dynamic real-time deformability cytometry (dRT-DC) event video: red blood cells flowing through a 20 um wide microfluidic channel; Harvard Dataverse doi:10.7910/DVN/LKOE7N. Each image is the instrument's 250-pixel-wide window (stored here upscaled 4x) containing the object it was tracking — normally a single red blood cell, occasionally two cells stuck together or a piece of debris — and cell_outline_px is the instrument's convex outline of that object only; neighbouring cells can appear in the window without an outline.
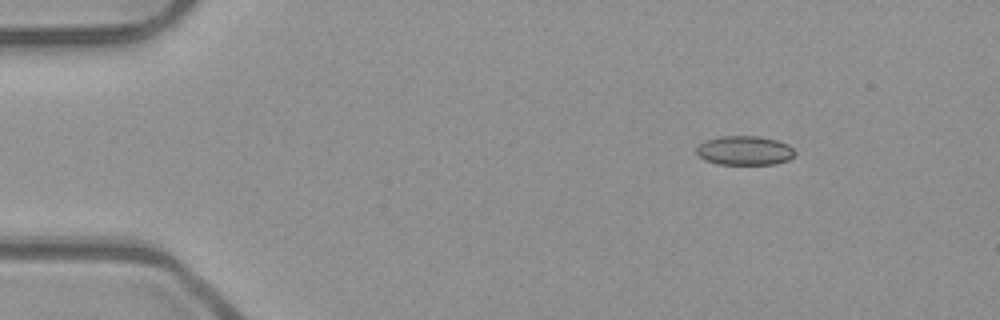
{"species": "common noctule bat (a hibernating species)", "species_latin": "Nyctalus noctula", "temperature_condition": "room temperature", "stored_images_in_passage": 46, "camera_frame_rate_fps": 3000, "um_per_image_px": 0.085, "animal": {"sex": "male", "body_mass_g": 23.1, "forearm_length_mm": 52.7}, "frame": {"image": 1, "passage_image": 1, "time_ms": 0.0, "image_size_px": [1000, 320], "cell_outline_px": [[796, 152], [788, 160], [776, 164], [720, 164], [704, 160], [696, 152], [696, 148], [704, 140], [720, 136], [760, 136], [776, 140], [788, 144]], "centroid_in_image_um": [63.28, 12.79], "position_along_channel_um": 21.7, "area_um2": 16.76}}
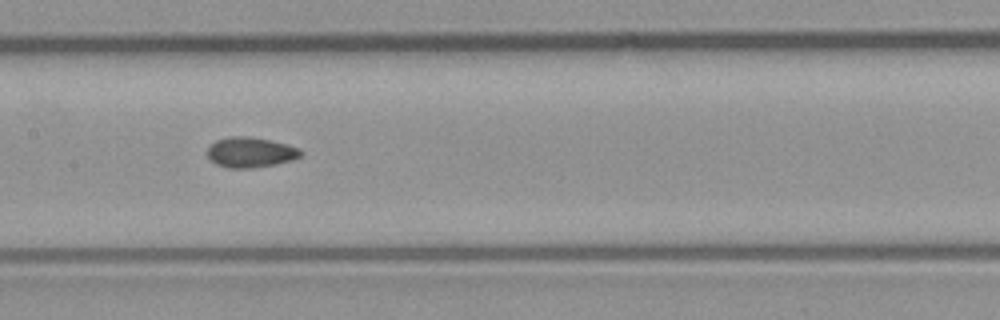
{"frame": {"image": 2, "passage_image": 20, "time_ms": 6.333, "image_size_px": [1000, 320], "cell_outline_px": [[304, 152], [300, 156], [292, 160], [276, 164], [252, 168], [228, 168], [216, 164], [208, 156], [208, 148], [216, 140], [232, 136], [244, 136], [268, 140], [300, 148]], "centroid_in_image_um": [21.3, 12.96], "position_along_channel_um": 186.1, "area_um2": 16.24}}
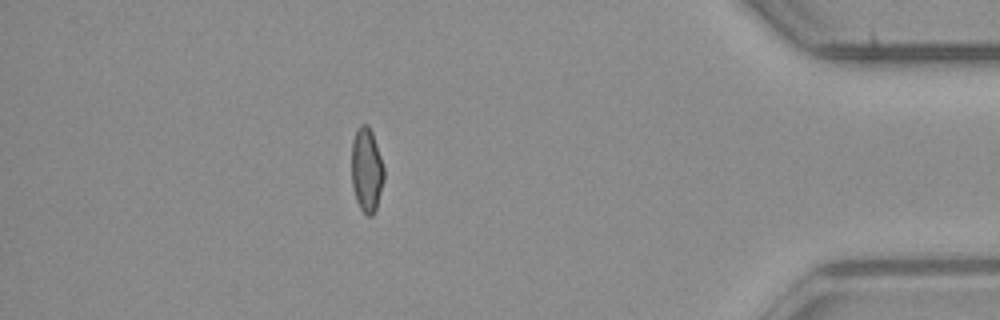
{"frame": {"image": 3, "passage_image": 40, "time_ms": 13.0, "image_size_px": [1000, 320], "cell_outline_px": [[384, 180], [376, 208], [372, 216], [368, 216], [360, 208], [356, 200], [352, 184], [352, 144], [356, 132], [360, 124], [368, 124], [372, 132], [384, 168]], "centroid_in_image_um": [31.16, 14.45], "position_along_channel_um": 404.0, "area_um2": 15.72}, "authors_computed_cell_mechanics": {"area_um2": 16.2129, "velocity_mm_per_s": 3.9629, "shape_relaxation_time_tau1_ms": 11.0842, "shape_relaxation_time_tau2_ms": 2.3095, "deformation_change_tau1": 0.1635, "deformation_change_tau2": 0.0584}}